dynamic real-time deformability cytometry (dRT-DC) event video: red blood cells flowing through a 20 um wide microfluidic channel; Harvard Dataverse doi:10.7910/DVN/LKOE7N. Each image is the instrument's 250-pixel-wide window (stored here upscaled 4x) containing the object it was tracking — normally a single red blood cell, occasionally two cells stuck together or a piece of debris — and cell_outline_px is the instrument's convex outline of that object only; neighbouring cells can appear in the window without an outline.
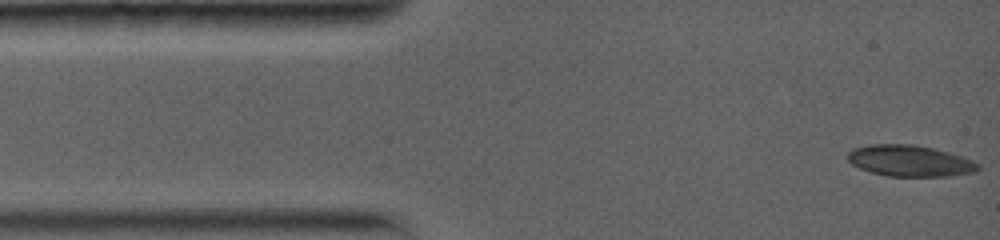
{"species": "common noctule bat (a hibernating species)", "species_latin": "Nyctalus noctula", "temperature_condition": "warm", "stored_images_in_passage": 49, "camera_frame_rate_fps": 5000, "um_per_image_px": 0.085, "animal": {"sex": "female", "body_mass_g": 19.0, "forearm_length_mm": 56.7}, "frame": {"image": 1, "passage_image": 1, "time_ms": 0.0, "image_size_px": [1000, 240], "cell_outline_px": [[980, 168], [976, 172], [948, 176], [888, 176], [872, 172], [860, 168], [852, 164], [848, 160], [848, 152], [852, 148], [872, 144], [912, 144], [932, 148], [948, 152], [972, 160], [980, 164]], "centroid_in_image_um": [77.34, 13.67], "position_along_channel_um": 7.7, "area_um2": 23.64}}
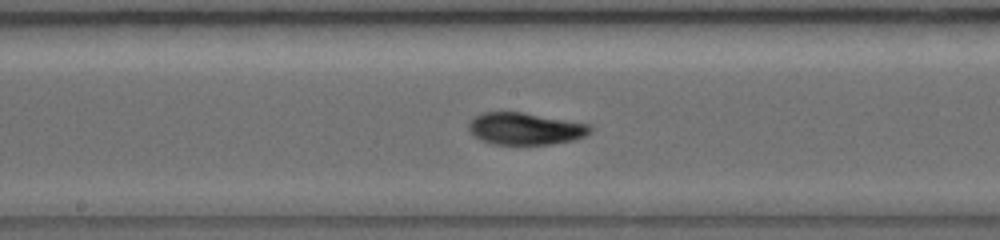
{"frame": {"image": 2, "passage_image": 19, "time_ms": 7.0, "image_size_px": [1000, 240], "cell_outline_px": [[592, 132], [584, 136], [572, 140], [552, 144], [492, 144], [480, 140], [472, 136], [468, 128], [468, 124], [480, 112], [524, 112], [592, 124]], "centroid_in_image_um": [44.65, 10.93], "position_along_channel_um": 203.5, "area_um2": 22.95}}
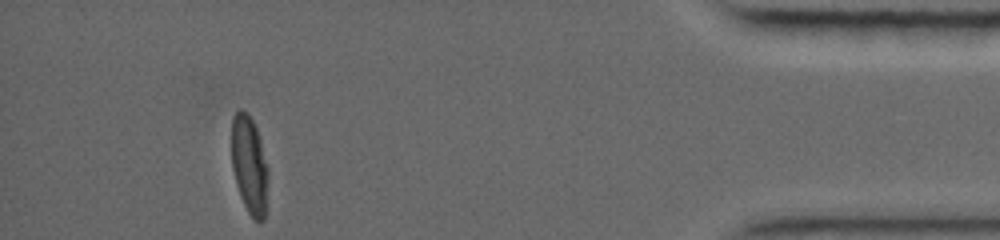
{"frame": {"image": 3, "passage_image": 49, "time_ms": 14.2, "image_size_px": [1000, 240], "cell_outline_px": [[268, 180], [264, 220], [256, 220], [248, 212], [240, 196], [236, 184], [232, 168], [232, 116], [240, 108], [248, 112], [256, 128], [260, 140], [268, 168]], "centroid_in_image_um": [21.19, 13.99], "position_along_channel_um": 414.0, "area_um2": 20.81}, "authors_computed_cell_mechanics": {"area_um2": 22.6576, "velocity_mm_per_s": 3.8286, "shape_relaxation_time_tau1_ms": 4.9567, "shape_relaxation_time_tau2_ms": 1.6926, "deformation_change_tau1": 0.178, "deformation_change_tau2": 0.058}}